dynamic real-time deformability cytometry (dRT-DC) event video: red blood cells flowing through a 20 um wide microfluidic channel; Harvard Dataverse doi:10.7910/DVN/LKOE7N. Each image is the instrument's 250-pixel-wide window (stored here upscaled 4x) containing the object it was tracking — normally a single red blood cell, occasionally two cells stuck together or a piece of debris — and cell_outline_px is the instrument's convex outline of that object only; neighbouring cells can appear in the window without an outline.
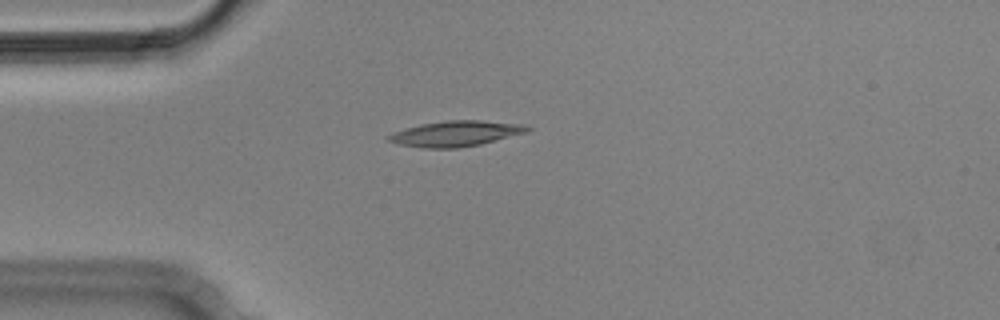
{"species": "Egyptian fruit bat (a non-hibernating species)", "species_latin": "Rousettus aegyptiacus", "temperature_condition": "cold", "stored_images_in_passage": 4, "camera_frame_rate_fps": 3000, "um_per_image_px": 0.085, "animal": {"sex": "male"}, "frame": {"image": 1, "passage_image": 4, "time_ms": 1.0, "image_size_px": [1000, 320], "cell_outline_px": [[532, 128], [528, 132], [480, 144], [456, 148], [420, 148], [400, 144], [388, 140], [384, 136], [392, 132], [404, 128], [420, 124], [448, 120], [480, 120], [524, 124]], "centroid_in_image_um": [38.71, 11.35], "position_along_channel_um": 46.3, "area_um2": 20.75}}